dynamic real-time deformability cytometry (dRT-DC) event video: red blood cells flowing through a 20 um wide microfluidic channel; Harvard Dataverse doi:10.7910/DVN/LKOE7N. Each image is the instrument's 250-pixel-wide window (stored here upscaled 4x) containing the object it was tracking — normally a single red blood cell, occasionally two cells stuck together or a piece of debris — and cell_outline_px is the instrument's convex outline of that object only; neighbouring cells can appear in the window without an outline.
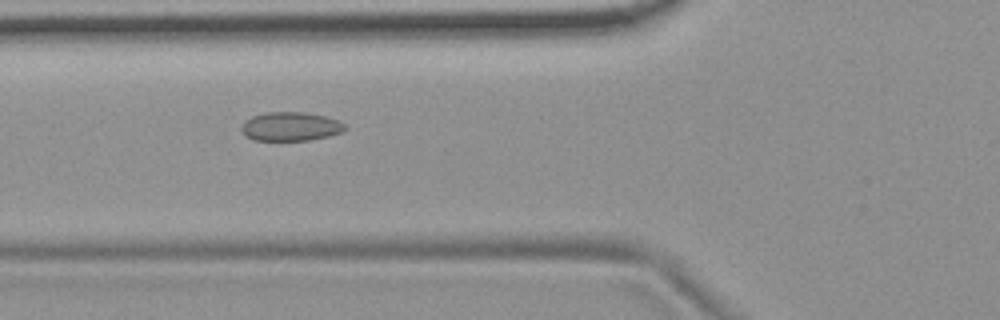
{"species": "common noctule bat (a hibernating species)", "species_latin": "Nyctalus noctula", "temperature_condition": "room temperature", "stored_images_in_passage": 36, "camera_frame_rate_fps": 3000, "um_per_image_px": 0.085, "animal": {"sex": "female", "body_mass_g": 19.9}, "frame": {"image": 1, "passage_image": 5, "time_ms": 1.333, "image_size_px": [1000, 320], "cell_outline_px": [[348, 128], [340, 132], [328, 136], [308, 140], [252, 140], [240, 128], [244, 120], [252, 116], [264, 112], [304, 112], [328, 116], [340, 120]], "centroid_in_image_um": [24.72, 10.73], "position_along_channel_um": 101.1, "area_um2": 17.51}}
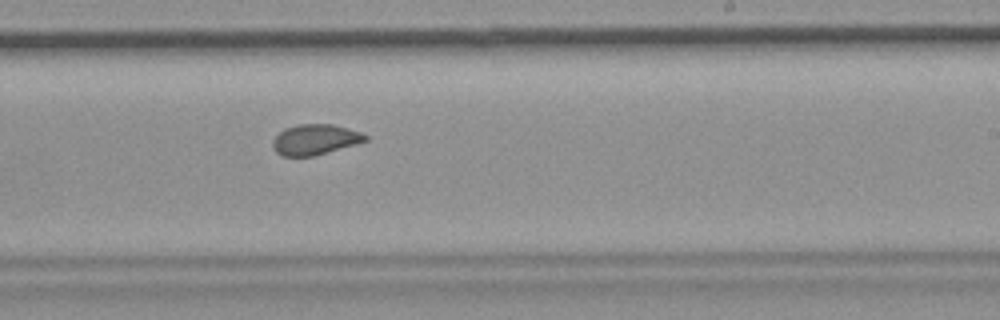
{"frame": {"image": 2, "passage_image": 18, "time_ms": 5.667, "image_size_px": [1000, 320], "cell_outline_px": [[368, 140], [356, 144], [312, 156], [284, 156], [276, 152], [272, 144], [272, 140], [284, 128], [296, 124], [332, 124], [360, 132], [368, 136]], "centroid_in_image_um": [26.76, 11.85], "position_along_channel_um": 262.2, "area_um2": 16.3}}
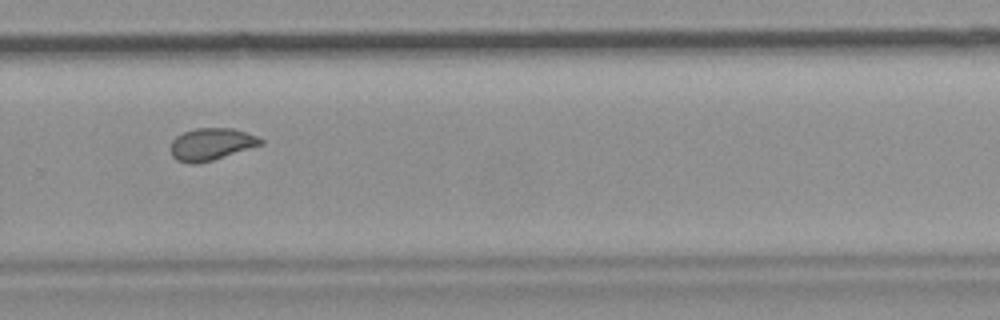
{"frame": {"image": 3, "passage_image": 22, "time_ms": 7.0, "image_size_px": [1000, 320], "cell_outline_px": [[264, 144], [212, 160], [196, 164], [188, 164], [176, 160], [172, 156], [172, 140], [176, 136], [184, 132], [196, 128], [232, 128], [256, 136], [264, 140]], "centroid_in_image_um": [17.96, 12.26], "position_along_channel_um": 311.8, "area_um2": 16.76}, "authors_computed_cell_mechanics": {"area_um2": 16.3863, "velocity_mm_per_s": 3.7336, "shape_relaxation_time_tau1_ms": null, "shape_relaxation_time_tau2_ms": 1.3179, "deformation_change_tau1": null, "deformation_change_tau2": 0.0622}}